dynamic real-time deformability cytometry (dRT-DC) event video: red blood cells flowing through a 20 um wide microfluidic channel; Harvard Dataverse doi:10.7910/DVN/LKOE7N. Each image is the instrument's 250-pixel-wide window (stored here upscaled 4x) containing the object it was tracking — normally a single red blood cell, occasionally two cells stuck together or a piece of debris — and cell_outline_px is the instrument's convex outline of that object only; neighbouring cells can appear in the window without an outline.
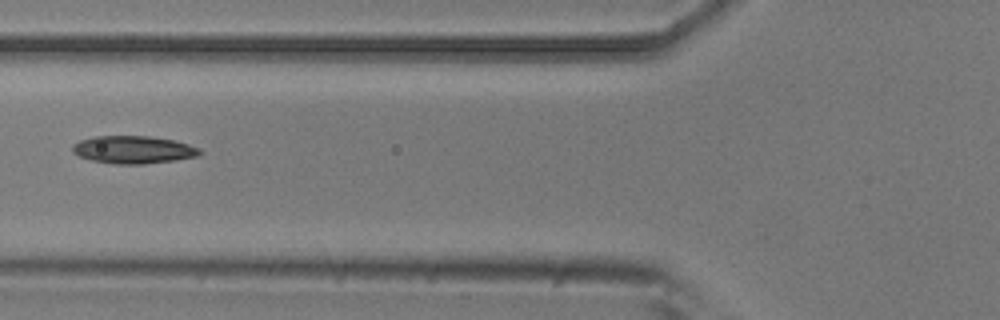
{"species": "common noctule bat (a hibernating species)", "species_latin": "Nyctalus noctula", "temperature_condition": "room temperature", "stored_images_in_passage": 4, "camera_frame_rate_fps": 3000, "um_per_image_px": 0.085, "animal": {"sex": "male", "body_mass_g": 20.5, "forearm_length_mm": 52.5}, "frame": {"image": 1, "passage_image": 3, "time_ms": 0.667, "image_size_px": [1000, 320], "cell_outline_px": [[204, 152], [200, 156], [176, 160], [144, 164], [116, 164], [92, 160], [80, 156], [72, 152], [72, 144], [80, 140], [96, 136], [148, 136], [176, 140], [200, 148]], "centroid_in_image_um": [11.39, 12.72], "position_along_channel_um": 114.4, "area_um2": 20.69}}
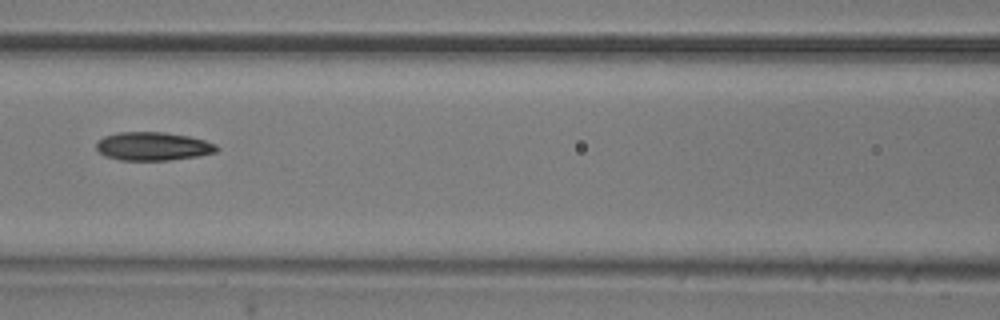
{"frame": {"image": 2, "passage_image": 4, "time_ms": 1.0, "image_size_px": [1000, 320], "cell_outline_px": [[220, 148], [216, 152], [196, 156], [168, 160], [120, 160], [104, 156], [96, 148], [96, 140], [104, 136], [116, 132], [164, 132], [188, 136], [204, 140], [216, 144]], "centroid_in_image_um": [12.97, 12.43], "position_along_channel_um": 153.6, "area_um2": 20.0}}